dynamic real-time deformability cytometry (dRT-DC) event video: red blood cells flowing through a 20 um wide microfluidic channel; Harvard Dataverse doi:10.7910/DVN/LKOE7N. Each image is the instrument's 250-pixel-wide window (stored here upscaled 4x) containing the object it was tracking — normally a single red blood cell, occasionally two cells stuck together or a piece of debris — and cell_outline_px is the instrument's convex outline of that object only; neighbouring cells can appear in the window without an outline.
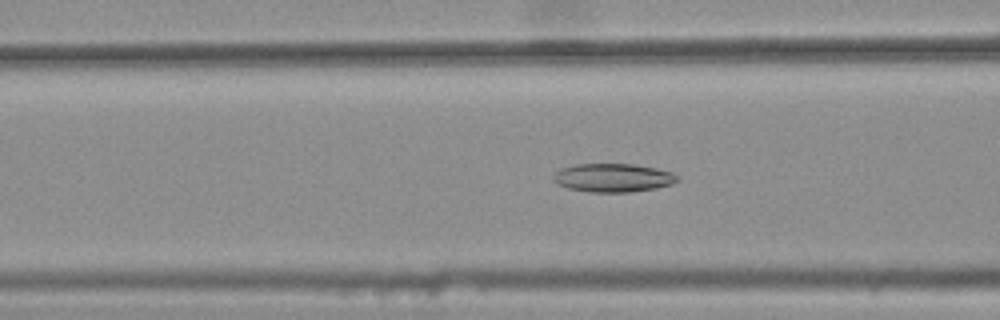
{"species": "common noctule bat (a hibernating species)", "species_latin": "Nyctalus noctula", "temperature_condition": "warm", "stored_images_in_passage": 46, "camera_frame_rate_fps": 3000, "um_per_image_px": 0.085, "animal": {"sex": "female", "body_mass_g": 25.1}, "frame": {"image": 1, "passage_image": 21, "time_ms": 6.667, "image_size_px": [1000, 320], "cell_outline_px": [[680, 180], [672, 184], [656, 188], [632, 192], [592, 192], [568, 188], [556, 184], [552, 180], [552, 176], [560, 168], [576, 164], [632, 164], [656, 168], [672, 172]], "centroid_in_image_um": [52.09, 15.11], "position_along_channel_um": 114.5, "area_um2": 20.69}}
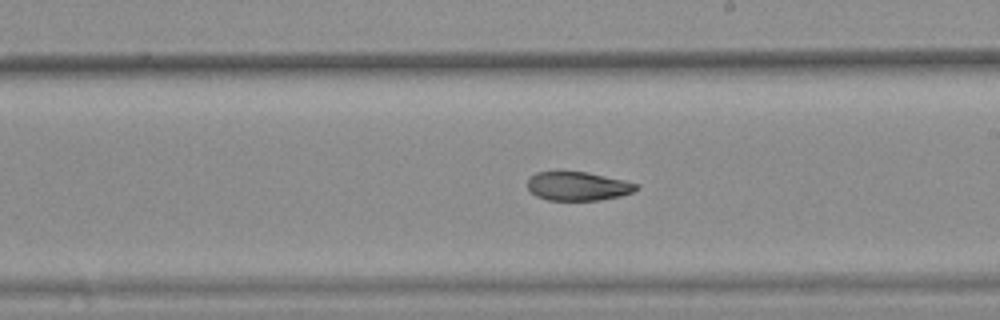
{"frame": {"image": 2, "passage_image": 31, "time_ms": 10.0, "image_size_px": [1000, 320], "cell_outline_px": [[640, 184], [632, 192], [620, 196], [600, 200], [548, 200], [536, 196], [528, 188], [528, 180], [536, 172], [588, 172], [624, 180]], "centroid_in_image_um": [49.13, 15.83], "position_along_channel_um": 239.9, "area_um2": 18.09}}
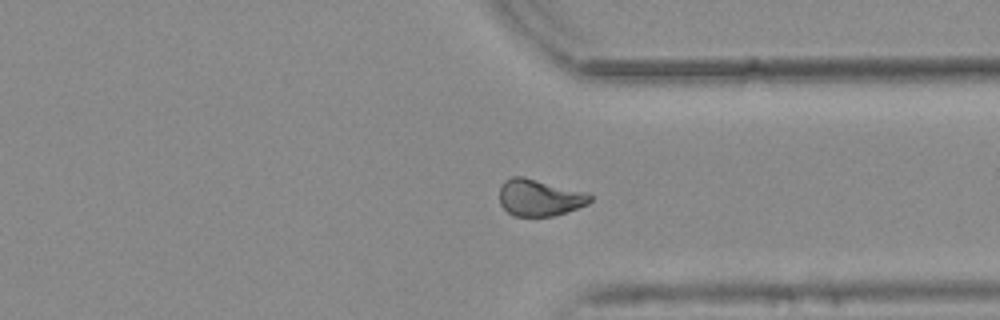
{"frame": {"image": 3, "passage_image": 41, "time_ms": 13.333, "image_size_px": [1000, 320], "cell_outline_px": [[592, 200], [588, 204], [552, 216], [516, 216], [508, 212], [500, 204], [500, 184], [504, 180], [512, 176], [524, 176], [588, 192], [592, 196]], "centroid_in_image_um": [45.85, 16.77], "position_along_channel_um": 365.5, "area_um2": 19.54}, "authors_computed_cell_mechanics": {"area_um2": 20.1144, "velocity_mm_per_s": 3.7664, "shape_relaxation_time_tau1_ms": null, "shape_relaxation_time_tau2_ms": 6.0601, "deformation_change_tau1": null, "deformation_change_tau2": 0.1055}}